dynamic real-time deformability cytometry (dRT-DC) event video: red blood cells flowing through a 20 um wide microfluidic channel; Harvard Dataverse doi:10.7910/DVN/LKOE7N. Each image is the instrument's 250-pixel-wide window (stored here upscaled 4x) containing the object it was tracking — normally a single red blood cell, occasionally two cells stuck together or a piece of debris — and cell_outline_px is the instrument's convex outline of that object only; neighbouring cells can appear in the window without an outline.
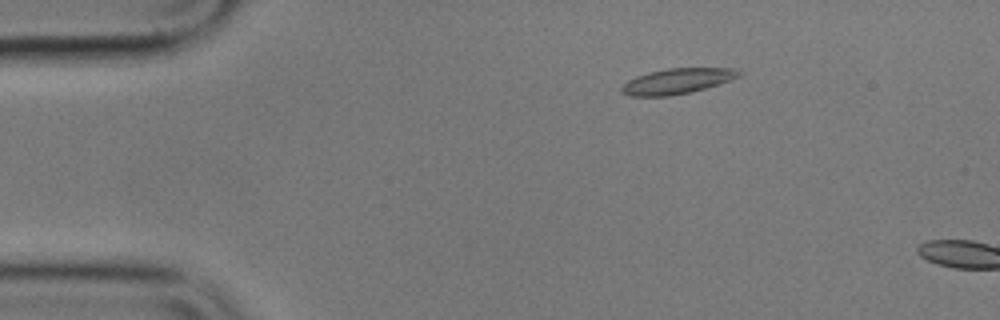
{"species": "common noctule bat (a hibernating species)", "species_latin": "Nyctalus noctula", "temperature_condition": "cold", "stored_images_in_passage": 4, "camera_frame_rate_fps": 3000, "um_per_image_px": 0.085, "animal": {"sex": "male", "body_mass_g": 17.9}, "frame": {"image": 1, "passage_image": 1, "time_ms": 0.0, "image_size_px": [1000, 320], "cell_outline_px": [[744, 72], [740, 76], [704, 88], [688, 92], [668, 96], [628, 96], [620, 92], [620, 88], [628, 80], [636, 76], [648, 72], [668, 68], [736, 68]], "centroid_in_image_um": [57.52, 6.89], "position_along_channel_um": 27.5, "area_um2": 17.28}}